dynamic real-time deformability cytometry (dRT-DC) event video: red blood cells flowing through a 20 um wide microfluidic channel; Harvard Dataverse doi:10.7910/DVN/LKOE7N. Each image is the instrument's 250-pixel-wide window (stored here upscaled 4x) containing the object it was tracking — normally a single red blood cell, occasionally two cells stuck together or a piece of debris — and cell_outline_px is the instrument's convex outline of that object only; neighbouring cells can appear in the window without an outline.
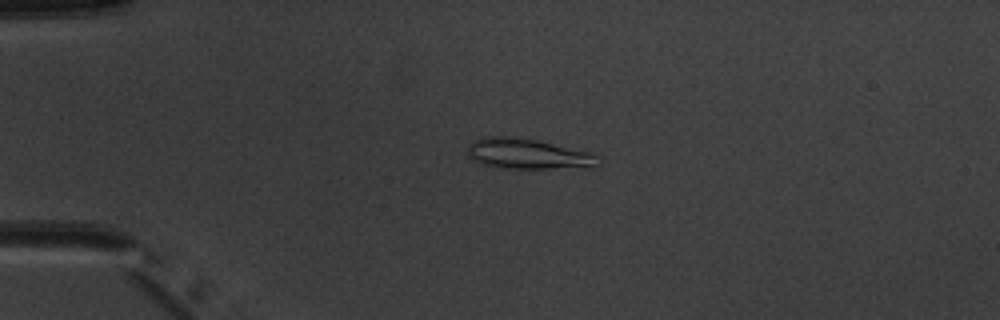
{"species": "common noctule bat (a hibernating species)", "species_latin": "Nyctalus noctula", "temperature_condition": "warm", "stored_images_in_passage": 5, "camera_frame_rate_fps": 3000, "um_per_image_px": 0.085, "animal": {"sex": "male", "body_mass_g": 20.1, "forearm_length_mm": 53.5}, "frame": {"image": 1, "passage_image": 4, "time_ms": 3.333, "image_size_px": [1000, 320], "cell_outline_px": [[600, 164], [592, 168], [508, 168], [480, 164], [468, 156], [468, 144], [476, 140], [488, 136], [508, 136], [536, 140], [592, 152], [600, 156]], "centroid_in_image_um": [44.95, 13.09], "position_along_channel_um": 40.1, "area_um2": 23.29}}